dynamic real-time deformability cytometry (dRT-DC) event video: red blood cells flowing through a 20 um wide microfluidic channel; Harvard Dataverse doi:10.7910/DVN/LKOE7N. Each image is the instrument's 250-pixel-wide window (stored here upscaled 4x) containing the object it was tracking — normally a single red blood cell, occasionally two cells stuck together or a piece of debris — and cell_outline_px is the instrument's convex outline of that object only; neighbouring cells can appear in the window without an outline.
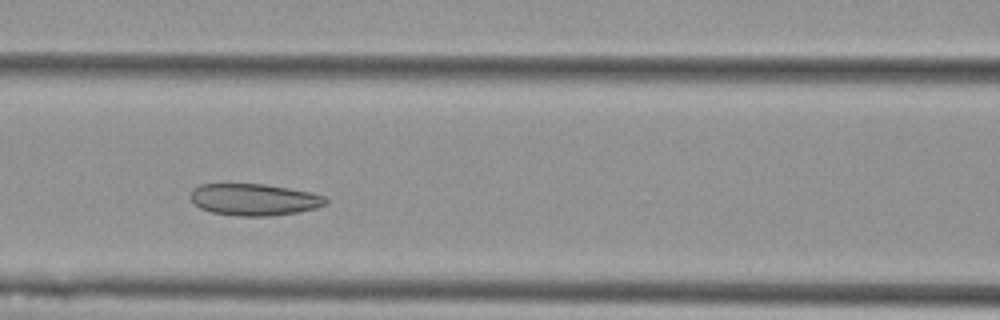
{"species": "Egyptian fruit bat (a non-hibernating species)", "species_latin": "Rousettus aegyptiacus", "temperature_condition": "cold", "stored_images_in_passage": 6, "camera_frame_rate_fps": 3000, "um_per_image_px": 0.085, "animal": {"sex": "female"}, "frame": {"image": 1, "passage_image": 5, "time_ms": 1.333, "image_size_px": [1000, 320], "cell_outline_px": [[328, 204], [316, 208], [296, 212], [272, 216], [236, 216], [212, 212], [200, 208], [188, 196], [192, 188], [200, 184], [264, 184], [288, 188], [308, 192], [324, 196], [328, 200]], "centroid_in_image_um": [21.57, 16.96], "position_along_channel_um": 145.0, "area_um2": 25.09}}
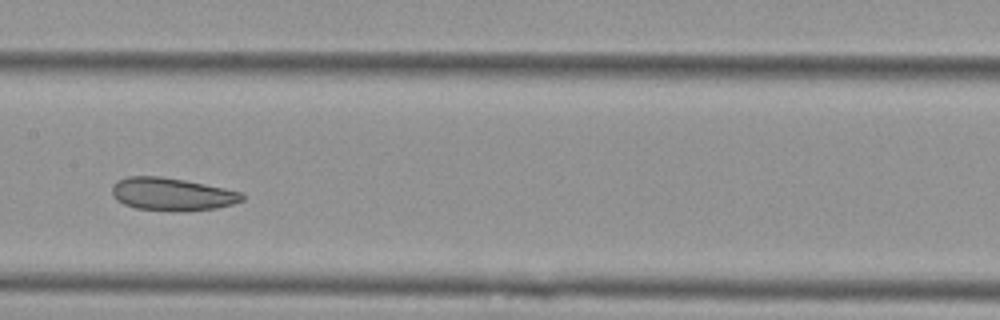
{"frame": {"image": 2, "passage_image": 6, "time_ms": 1.667, "image_size_px": [1000, 320], "cell_outline_px": [[244, 200], [232, 204], [216, 208], [188, 212], [180, 212], [136, 208], [124, 204], [116, 200], [112, 196], [112, 184], [116, 180], [128, 176], [160, 176], [184, 180], [244, 192]], "centroid_in_image_um": [14.61, 16.51], "position_along_channel_um": 192.8, "area_um2": 25.2}}